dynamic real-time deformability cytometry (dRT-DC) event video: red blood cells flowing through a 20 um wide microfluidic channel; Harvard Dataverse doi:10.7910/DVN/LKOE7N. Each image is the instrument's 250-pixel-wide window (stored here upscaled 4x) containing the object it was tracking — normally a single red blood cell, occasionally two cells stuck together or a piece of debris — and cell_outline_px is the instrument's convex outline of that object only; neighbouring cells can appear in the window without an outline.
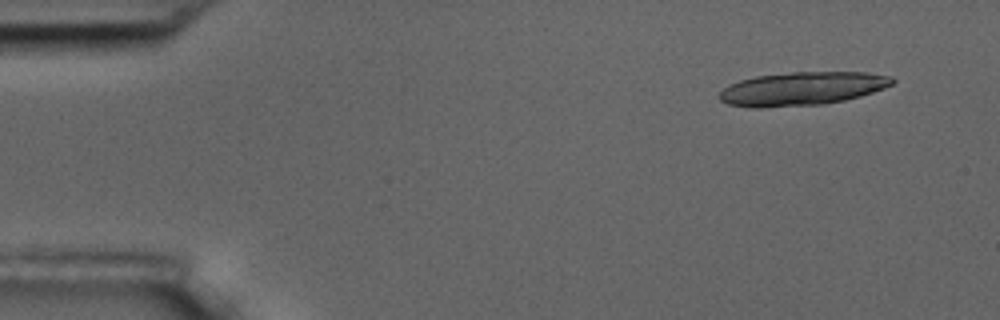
{"species": "common noctule bat (a hibernating species)", "species_latin": "Nyctalus noctula", "temperature_condition": "room temperature", "stored_images_in_passage": 5, "camera_frame_rate_fps": 3000, "um_per_image_px": 0.085, "animal": {"sex": "male", "body_mass_g": 17.5, "forearm_length_mm": 52.3}, "frame": {"image": 1, "passage_image": 2, "time_ms": 1.0, "image_size_px": [1000, 320], "cell_outline_px": [[896, 80], [892, 84], [884, 88], [860, 96], [844, 100], [824, 104], [760, 108], [748, 108], [728, 104], [720, 100], [720, 92], [728, 84], [740, 80], [756, 76], [792, 72], [868, 72], [892, 76]], "centroid_in_image_um": [68.17, 7.54], "position_along_channel_um": 16.8, "area_um2": 33.87}}